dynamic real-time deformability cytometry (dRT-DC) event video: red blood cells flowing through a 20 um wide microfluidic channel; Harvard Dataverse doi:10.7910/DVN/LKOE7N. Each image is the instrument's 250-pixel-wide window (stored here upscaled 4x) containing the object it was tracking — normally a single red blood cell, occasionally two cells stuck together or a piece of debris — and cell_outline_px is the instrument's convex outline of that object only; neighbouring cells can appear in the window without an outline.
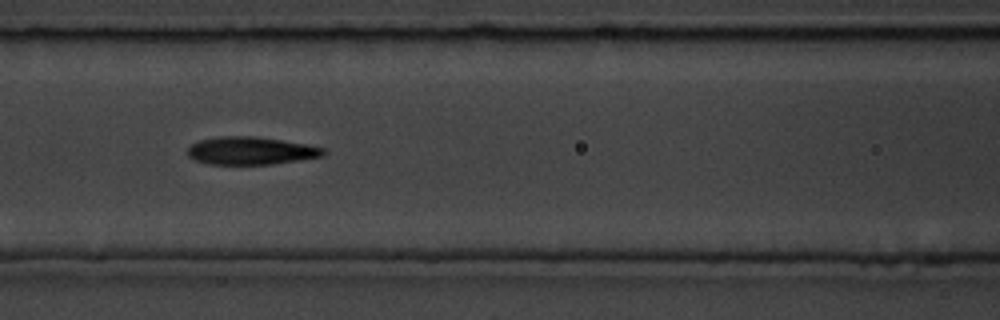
{"species": "common noctule bat (a hibernating species)", "species_latin": "Nyctalus noctula", "temperature_condition": "room temperature", "stored_images_in_passage": 14, "camera_frame_rate_fps": 3000, "um_per_image_px": 0.085, "animal": {"sex": "male", "body_mass_g": 19.5, "forearm_length_mm": 54.6}, "frame": {"image": 1, "passage_image": 5, "time_ms": 4.667, "image_size_px": [1000, 320], "cell_outline_px": [[328, 152], [324, 156], [276, 164], [208, 164], [192, 160], [188, 156], [188, 148], [192, 144], [200, 140], [216, 136], [256, 136], [304, 144], [324, 148]], "centroid_in_image_um": [21.31, 12.82], "position_along_channel_um": 145.3, "area_um2": 22.14}}
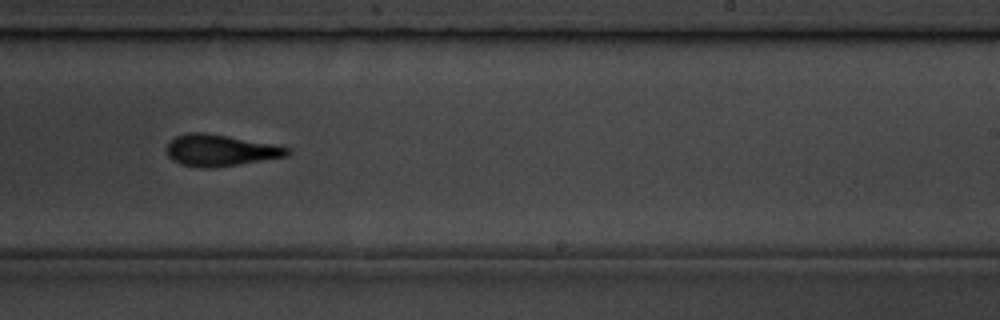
{"frame": {"image": 2, "passage_image": 8, "time_ms": 8.0, "image_size_px": [1000, 320], "cell_outline_px": [[292, 152], [288, 156], [212, 168], [200, 168], [180, 164], [172, 160], [168, 156], [168, 144], [176, 136], [188, 132], [204, 132], [228, 136], [272, 144], [292, 148]], "centroid_in_image_um": [18.74, 12.78], "position_along_channel_um": 270.3, "area_um2": 22.08}, "authors_computed_cell_mechanics": {"area_um2": 21.4727, "velocity_mm_per_s": 3.7732, "shape_relaxation_time_tau1_ms": 3.1373, "shape_relaxation_time_tau2_ms": 2.749, "deformation_change_tau1": 0.1555, "deformation_change_tau2": 0.1312}}